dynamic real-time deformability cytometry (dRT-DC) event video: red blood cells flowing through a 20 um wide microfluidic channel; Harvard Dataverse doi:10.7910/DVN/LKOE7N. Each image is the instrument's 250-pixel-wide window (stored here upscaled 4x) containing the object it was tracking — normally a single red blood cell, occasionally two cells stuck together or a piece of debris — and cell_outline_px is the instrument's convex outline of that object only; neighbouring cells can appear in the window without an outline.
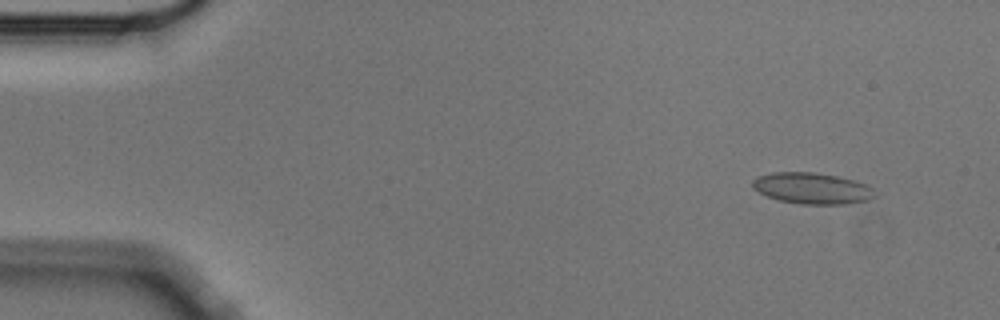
{"species": "Egyptian fruit bat (a non-hibernating species)", "species_latin": "Rousettus aegyptiacus", "temperature_condition": "cold", "stored_images_in_passage": 5, "camera_frame_rate_fps": 3000, "um_per_image_px": 0.085, "animal": {"sex": "male"}, "frame": {"image": 1, "passage_image": 2, "time_ms": 0.333, "image_size_px": [1000, 320], "cell_outline_px": [[880, 196], [868, 200], [848, 204], [800, 204], [780, 200], [768, 196], [752, 188], [752, 180], [760, 176], [772, 172], [812, 172], [836, 176], [856, 180], [872, 188]], "centroid_in_image_um": [69.08, 16.01], "position_along_channel_um": 15.9, "area_um2": 22.31}}
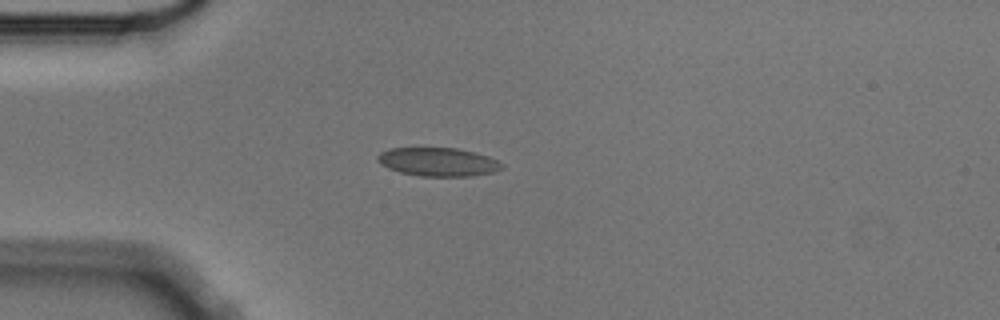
{"frame": {"image": 2, "passage_image": 5, "time_ms": 1.333, "image_size_px": [1000, 320], "cell_outline_px": [[504, 168], [492, 172], [472, 176], [420, 176], [400, 172], [388, 168], [380, 164], [376, 160], [376, 156], [380, 152], [388, 148], [416, 144], [456, 148], [476, 152], [488, 156], [504, 164]], "centroid_in_image_um": [37.15, 13.7], "position_along_channel_um": 47.8, "area_um2": 21.79}}